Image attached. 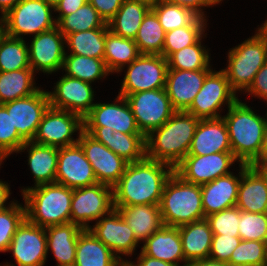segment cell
Instances as JSON below:
<instances>
[{
    "label": "cell",
    "instance_id": "ac0fdd59",
    "mask_svg": "<svg viewBox=\"0 0 267 266\" xmlns=\"http://www.w3.org/2000/svg\"><path fill=\"white\" fill-rule=\"evenodd\" d=\"M89 230L121 261V255H133L140 242L117 209L102 216Z\"/></svg>",
    "mask_w": 267,
    "mask_h": 266
},
{
    "label": "cell",
    "instance_id": "7402d4cb",
    "mask_svg": "<svg viewBox=\"0 0 267 266\" xmlns=\"http://www.w3.org/2000/svg\"><path fill=\"white\" fill-rule=\"evenodd\" d=\"M236 207L250 213H267V165L241 164Z\"/></svg>",
    "mask_w": 267,
    "mask_h": 266
},
{
    "label": "cell",
    "instance_id": "f546056e",
    "mask_svg": "<svg viewBox=\"0 0 267 266\" xmlns=\"http://www.w3.org/2000/svg\"><path fill=\"white\" fill-rule=\"evenodd\" d=\"M114 209L119 211L140 242L164 226L159 205L114 206Z\"/></svg>",
    "mask_w": 267,
    "mask_h": 266
},
{
    "label": "cell",
    "instance_id": "94428289",
    "mask_svg": "<svg viewBox=\"0 0 267 266\" xmlns=\"http://www.w3.org/2000/svg\"><path fill=\"white\" fill-rule=\"evenodd\" d=\"M6 36H7L6 23L4 21V18L0 16V44Z\"/></svg>",
    "mask_w": 267,
    "mask_h": 266
},
{
    "label": "cell",
    "instance_id": "a7ac6f4b",
    "mask_svg": "<svg viewBox=\"0 0 267 266\" xmlns=\"http://www.w3.org/2000/svg\"><path fill=\"white\" fill-rule=\"evenodd\" d=\"M221 1L223 0H208V2L213 6V5H216V4H219Z\"/></svg>",
    "mask_w": 267,
    "mask_h": 266
},
{
    "label": "cell",
    "instance_id": "ffe728a7",
    "mask_svg": "<svg viewBox=\"0 0 267 266\" xmlns=\"http://www.w3.org/2000/svg\"><path fill=\"white\" fill-rule=\"evenodd\" d=\"M55 183L72 189L98 183L92 166L79 144L58 148Z\"/></svg>",
    "mask_w": 267,
    "mask_h": 266
},
{
    "label": "cell",
    "instance_id": "2e32d148",
    "mask_svg": "<svg viewBox=\"0 0 267 266\" xmlns=\"http://www.w3.org/2000/svg\"><path fill=\"white\" fill-rule=\"evenodd\" d=\"M65 36L54 28L33 36L29 46V63L35 73L52 74L62 69L66 53ZM37 71V72H36Z\"/></svg>",
    "mask_w": 267,
    "mask_h": 266
},
{
    "label": "cell",
    "instance_id": "44dd1931",
    "mask_svg": "<svg viewBox=\"0 0 267 266\" xmlns=\"http://www.w3.org/2000/svg\"><path fill=\"white\" fill-rule=\"evenodd\" d=\"M83 126H106L114 132L142 134L128 102L119 94L113 103H95L83 117Z\"/></svg>",
    "mask_w": 267,
    "mask_h": 266
},
{
    "label": "cell",
    "instance_id": "7bdbcfd3",
    "mask_svg": "<svg viewBox=\"0 0 267 266\" xmlns=\"http://www.w3.org/2000/svg\"><path fill=\"white\" fill-rule=\"evenodd\" d=\"M227 263L230 266H266L267 242L241 240Z\"/></svg>",
    "mask_w": 267,
    "mask_h": 266
},
{
    "label": "cell",
    "instance_id": "6125c7cd",
    "mask_svg": "<svg viewBox=\"0 0 267 266\" xmlns=\"http://www.w3.org/2000/svg\"><path fill=\"white\" fill-rule=\"evenodd\" d=\"M257 29L267 39V20H265Z\"/></svg>",
    "mask_w": 267,
    "mask_h": 266
},
{
    "label": "cell",
    "instance_id": "9a60e30c",
    "mask_svg": "<svg viewBox=\"0 0 267 266\" xmlns=\"http://www.w3.org/2000/svg\"><path fill=\"white\" fill-rule=\"evenodd\" d=\"M78 135V144L90 162L97 182L113 187L120 180L128 162L84 130Z\"/></svg>",
    "mask_w": 267,
    "mask_h": 266
},
{
    "label": "cell",
    "instance_id": "60d3db41",
    "mask_svg": "<svg viewBox=\"0 0 267 266\" xmlns=\"http://www.w3.org/2000/svg\"><path fill=\"white\" fill-rule=\"evenodd\" d=\"M202 39L196 44L187 46L172 53L167 58L168 69L178 70H213L210 66L209 50L202 45Z\"/></svg>",
    "mask_w": 267,
    "mask_h": 266
},
{
    "label": "cell",
    "instance_id": "e7e4bbea",
    "mask_svg": "<svg viewBox=\"0 0 267 266\" xmlns=\"http://www.w3.org/2000/svg\"><path fill=\"white\" fill-rule=\"evenodd\" d=\"M50 6L55 8V6L61 1V0H45Z\"/></svg>",
    "mask_w": 267,
    "mask_h": 266
},
{
    "label": "cell",
    "instance_id": "f35d334b",
    "mask_svg": "<svg viewBox=\"0 0 267 266\" xmlns=\"http://www.w3.org/2000/svg\"><path fill=\"white\" fill-rule=\"evenodd\" d=\"M165 33L156 13L150 9L141 22L134 39L140 54L161 55Z\"/></svg>",
    "mask_w": 267,
    "mask_h": 266
},
{
    "label": "cell",
    "instance_id": "1f68e13d",
    "mask_svg": "<svg viewBox=\"0 0 267 266\" xmlns=\"http://www.w3.org/2000/svg\"><path fill=\"white\" fill-rule=\"evenodd\" d=\"M120 262L89 229L79 234L74 266H117Z\"/></svg>",
    "mask_w": 267,
    "mask_h": 266
},
{
    "label": "cell",
    "instance_id": "7a4b0ae2",
    "mask_svg": "<svg viewBox=\"0 0 267 266\" xmlns=\"http://www.w3.org/2000/svg\"><path fill=\"white\" fill-rule=\"evenodd\" d=\"M199 121L191 113L175 111L146 136V157L174 169L187 156Z\"/></svg>",
    "mask_w": 267,
    "mask_h": 266
},
{
    "label": "cell",
    "instance_id": "8d00e7d4",
    "mask_svg": "<svg viewBox=\"0 0 267 266\" xmlns=\"http://www.w3.org/2000/svg\"><path fill=\"white\" fill-rule=\"evenodd\" d=\"M65 53L62 71L65 75L92 84L95 80L106 78L111 73L106 67L104 59Z\"/></svg>",
    "mask_w": 267,
    "mask_h": 266
},
{
    "label": "cell",
    "instance_id": "db71d44e",
    "mask_svg": "<svg viewBox=\"0 0 267 266\" xmlns=\"http://www.w3.org/2000/svg\"><path fill=\"white\" fill-rule=\"evenodd\" d=\"M88 0H61L54 8V12L57 16H66L70 15L76 10H78L81 6H83Z\"/></svg>",
    "mask_w": 267,
    "mask_h": 266
},
{
    "label": "cell",
    "instance_id": "8992f818",
    "mask_svg": "<svg viewBox=\"0 0 267 266\" xmlns=\"http://www.w3.org/2000/svg\"><path fill=\"white\" fill-rule=\"evenodd\" d=\"M255 33L229 50L228 65L222 69L236 93L246 91L252 84L256 73L267 62V39L258 30Z\"/></svg>",
    "mask_w": 267,
    "mask_h": 266
},
{
    "label": "cell",
    "instance_id": "b9f144b4",
    "mask_svg": "<svg viewBox=\"0 0 267 266\" xmlns=\"http://www.w3.org/2000/svg\"><path fill=\"white\" fill-rule=\"evenodd\" d=\"M31 68L28 43L24 39L6 36L0 44V71L11 72Z\"/></svg>",
    "mask_w": 267,
    "mask_h": 266
},
{
    "label": "cell",
    "instance_id": "52a82bcc",
    "mask_svg": "<svg viewBox=\"0 0 267 266\" xmlns=\"http://www.w3.org/2000/svg\"><path fill=\"white\" fill-rule=\"evenodd\" d=\"M54 8L45 0H21L3 18L7 35L24 39L25 35L36 36L56 26L52 15Z\"/></svg>",
    "mask_w": 267,
    "mask_h": 266
},
{
    "label": "cell",
    "instance_id": "277c9868",
    "mask_svg": "<svg viewBox=\"0 0 267 266\" xmlns=\"http://www.w3.org/2000/svg\"><path fill=\"white\" fill-rule=\"evenodd\" d=\"M26 218L41 227L70 222L73 189L58 183L22 188Z\"/></svg>",
    "mask_w": 267,
    "mask_h": 266
},
{
    "label": "cell",
    "instance_id": "681fc988",
    "mask_svg": "<svg viewBox=\"0 0 267 266\" xmlns=\"http://www.w3.org/2000/svg\"><path fill=\"white\" fill-rule=\"evenodd\" d=\"M240 242V237L226 236L223 234L213 235L209 258L227 263Z\"/></svg>",
    "mask_w": 267,
    "mask_h": 266
},
{
    "label": "cell",
    "instance_id": "4fadbf2b",
    "mask_svg": "<svg viewBox=\"0 0 267 266\" xmlns=\"http://www.w3.org/2000/svg\"><path fill=\"white\" fill-rule=\"evenodd\" d=\"M46 244L45 227L25 218L18 226L7 252H12L17 266H44L48 258ZM16 265L5 263L3 266Z\"/></svg>",
    "mask_w": 267,
    "mask_h": 266
},
{
    "label": "cell",
    "instance_id": "be15d7a7",
    "mask_svg": "<svg viewBox=\"0 0 267 266\" xmlns=\"http://www.w3.org/2000/svg\"><path fill=\"white\" fill-rule=\"evenodd\" d=\"M141 3L146 4L147 6H149L150 8H152L157 2H159L160 0H135Z\"/></svg>",
    "mask_w": 267,
    "mask_h": 266
},
{
    "label": "cell",
    "instance_id": "7c38bea8",
    "mask_svg": "<svg viewBox=\"0 0 267 266\" xmlns=\"http://www.w3.org/2000/svg\"><path fill=\"white\" fill-rule=\"evenodd\" d=\"M77 131H83V118L79 114L49 107L33 141L57 148L68 147L78 144V138L72 137Z\"/></svg>",
    "mask_w": 267,
    "mask_h": 266
},
{
    "label": "cell",
    "instance_id": "30bf717a",
    "mask_svg": "<svg viewBox=\"0 0 267 266\" xmlns=\"http://www.w3.org/2000/svg\"><path fill=\"white\" fill-rule=\"evenodd\" d=\"M168 68L162 55L140 54L126 66L119 95L165 88Z\"/></svg>",
    "mask_w": 267,
    "mask_h": 266
},
{
    "label": "cell",
    "instance_id": "d6986e66",
    "mask_svg": "<svg viewBox=\"0 0 267 266\" xmlns=\"http://www.w3.org/2000/svg\"><path fill=\"white\" fill-rule=\"evenodd\" d=\"M54 84V91H48L50 107L73 112L83 118L95 105L90 83L64 74Z\"/></svg>",
    "mask_w": 267,
    "mask_h": 266
},
{
    "label": "cell",
    "instance_id": "5b68a950",
    "mask_svg": "<svg viewBox=\"0 0 267 266\" xmlns=\"http://www.w3.org/2000/svg\"><path fill=\"white\" fill-rule=\"evenodd\" d=\"M159 206L164 226L179 227L205 219L200 185L185 181L175 172L164 185Z\"/></svg>",
    "mask_w": 267,
    "mask_h": 266
},
{
    "label": "cell",
    "instance_id": "f5cc1de1",
    "mask_svg": "<svg viewBox=\"0 0 267 266\" xmlns=\"http://www.w3.org/2000/svg\"><path fill=\"white\" fill-rule=\"evenodd\" d=\"M164 2L183 6L187 9H190L194 14L198 17L206 18V14L204 13V7H211L212 5L208 2V0H162Z\"/></svg>",
    "mask_w": 267,
    "mask_h": 266
},
{
    "label": "cell",
    "instance_id": "8fae6325",
    "mask_svg": "<svg viewBox=\"0 0 267 266\" xmlns=\"http://www.w3.org/2000/svg\"><path fill=\"white\" fill-rule=\"evenodd\" d=\"M114 209L113 188L96 183L74 188L71 201L70 222L83 229H89L90 221L98 220Z\"/></svg>",
    "mask_w": 267,
    "mask_h": 266
},
{
    "label": "cell",
    "instance_id": "f6af8a7d",
    "mask_svg": "<svg viewBox=\"0 0 267 266\" xmlns=\"http://www.w3.org/2000/svg\"><path fill=\"white\" fill-rule=\"evenodd\" d=\"M26 218L25 204L16 200L9 208L0 211V252H7L18 226Z\"/></svg>",
    "mask_w": 267,
    "mask_h": 266
},
{
    "label": "cell",
    "instance_id": "d4e9b609",
    "mask_svg": "<svg viewBox=\"0 0 267 266\" xmlns=\"http://www.w3.org/2000/svg\"><path fill=\"white\" fill-rule=\"evenodd\" d=\"M232 152L228 129L223 117L200 120L187 155Z\"/></svg>",
    "mask_w": 267,
    "mask_h": 266
},
{
    "label": "cell",
    "instance_id": "03108f58",
    "mask_svg": "<svg viewBox=\"0 0 267 266\" xmlns=\"http://www.w3.org/2000/svg\"><path fill=\"white\" fill-rule=\"evenodd\" d=\"M117 266H132V264L128 260L124 259Z\"/></svg>",
    "mask_w": 267,
    "mask_h": 266
},
{
    "label": "cell",
    "instance_id": "11a10c76",
    "mask_svg": "<svg viewBox=\"0 0 267 266\" xmlns=\"http://www.w3.org/2000/svg\"><path fill=\"white\" fill-rule=\"evenodd\" d=\"M132 266H178L163 260L155 259L145 255L142 251L139 253L136 263L129 261Z\"/></svg>",
    "mask_w": 267,
    "mask_h": 266
},
{
    "label": "cell",
    "instance_id": "6da1fadb",
    "mask_svg": "<svg viewBox=\"0 0 267 266\" xmlns=\"http://www.w3.org/2000/svg\"><path fill=\"white\" fill-rule=\"evenodd\" d=\"M174 169L145 157L126 165L113 188L114 206L160 205L164 185Z\"/></svg>",
    "mask_w": 267,
    "mask_h": 266
},
{
    "label": "cell",
    "instance_id": "bcb514c9",
    "mask_svg": "<svg viewBox=\"0 0 267 266\" xmlns=\"http://www.w3.org/2000/svg\"><path fill=\"white\" fill-rule=\"evenodd\" d=\"M238 231L241 240L267 242V213L240 211Z\"/></svg>",
    "mask_w": 267,
    "mask_h": 266
},
{
    "label": "cell",
    "instance_id": "3957f363",
    "mask_svg": "<svg viewBox=\"0 0 267 266\" xmlns=\"http://www.w3.org/2000/svg\"><path fill=\"white\" fill-rule=\"evenodd\" d=\"M234 157L239 164L262 165V144L266 117L255 114L247 103L237 100L222 116Z\"/></svg>",
    "mask_w": 267,
    "mask_h": 266
},
{
    "label": "cell",
    "instance_id": "89a4df30",
    "mask_svg": "<svg viewBox=\"0 0 267 266\" xmlns=\"http://www.w3.org/2000/svg\"><path fill=\"white\" fill-rule=\"evenodd\" d=\"M57 266H74V265H57Z\"/></svg>",
    "mask_w": 267,
    "mask_h": 266
},
{
    "label": "cell",
    "instance_id": "d6a6232c",
    "mask_svg": "<svg viewBox=\"0 0 267 266\" xmlns=\"http://www.w3.org/2000/svg\"><path fill=\"white\" fill-rule=\"evenodd\" d=\"M151 8L135 0H124L116 15L107 22L108 29L121 37L135 39L141 22Z\"/></svg>",
    "mask_w": 267,
    "mask_h": 266
},
{
    "label": "cell",
    "instance_id": "4316f807",
    "mask_svg": "<svg viewBox=\"0 0 267 266\" xmlns=\"http://www.w3.org/2000/svg\"><path fill=\"white\" fill-rule=\"evenodd\" d=\"M143 243L141 251L147 256L178 266L187 264L178 227L163 226Z\"/></svg>",
    "mask_w": 267,
    "mask_h": 266
},
{
    "label": "cell",
    "instance_id": "d590c367",
    "mask_svg": "<svg viewBox=\"0 0 267 266\" xmlns=\"http://www.w3.org/2000/svg\"><path fill=\"white\" fill-rule=\"evenodd\" d=\"M108 28H97L79 31L65 36V47L70 54L103 59L105 52L106 31Z\"/></svg>",
    "mask_w": 267,
    "mask_h": 266
},
{
    "label": "cell",
    "instance_id": "83f0119b",
    "mask_svg": "<svg viewBox=\"0 0 267 266\" xmlns=\"http://www.w3.org/2000/svg\"><path fill=\"white\" fill-rule=\"evenodd\" d=\"M83 230L72 222L45 227L47 253L51 250L57 265L75 264L77 241Z\"/></svg>",
    "mask_w": 267,
    "mask_h": 266
},
{
    "label": "cell",
    "instance_id": "e0dca14e",
    "mask_svg": "<svg viewBox=\"0 0 267 266\" xmlns=\"http://www.w3.org/2000/svg\"><path fill=\"white\" fill-rule=\"evenodd\" d=\"M11 115L13 127H16L19 136L25 141H33L38 125L43 115L50 107L48 91L40 89L27 97L19 98L3 104Z\"/></svg>",
    "mask_w": 267,
    "mask_h": 266
},
{
    "label": "cell",
    "instance_id": "836d02e7",
    "mask_svg": "<svg viewBox=\"0 0 267 266\" xmlns=\"http://www.w3.org/2000/svg\"><path fill=\"white\" fill-rule=\"evenodd\" d=\"M140 52L133 39L124 38L106 31L104 61L110 73L122 72L125 66L134 61Z\"/></svg>",
    "mask_w": 267,
    "mask_h": 266
},
{
    "label": "cell",
    "instance_id": "ba28073f",
    "mask_svg": "<svg viewBox=\"0 0 267 266\" xmlns=\"http://www.w3.org/2000/svg\"><path fill=\"white\" fill-rule=\"evenodd\" d=\"M238 100L223 70H212L205 78L202 88L195 96L186 112L200 120L222 117V105L227 109ZM219 111V112H218Z\"/></svg>",
    "mask_w": 267,
    "mask_h": 266
},
{
    "label": "cell",
    "instance_id": "c3c4849f",
    "mask_svg": "<svg viewBox=\"0 0 267 266\" xmlns=\"http://www.w3.org/2000/svg\"><path fill=\"white\" fill-rule=\"evenodd\" d=\"M26 142L19 136L16 127H13L11 115L8 114L5 106L0 104V150L9 157Z\"/></svg>",
    "mask_w": 267,
    "mask_h": 266
},
{
    "label": "cell",
    "instance_id": "74e56055",
    "mask_svg": "<svg viewBox=\"0 0 267 266\" xmlns=\"http://www.w3.org/2000/svg\"><path fill=\"white\" fill-rule=\"evenodd\" d=\"M55 20L56 26L64 36L79 31L108 28L105 20L89 2H86L70 15L56 16Z\"/></svg>",
    "mask_w": 267,
    "mask_h": 266
},
{
    "label": "cell",
    "instance_id": "9f6ffc18",
    "mask_svg": "<svg viewBox=\"0 0 267 266\" xmlns=\"http://www.w3.org/2000/svg\"><path fill=\"white\" fill-rule=\"evenodd\" d=\"M10 193V185L8 182L0 180V211H3L7 208H9L14 201H11V203L7 206L6 201L9 199Z\"/></svg>",
    "mask_w": 267,
    "mask_h": 266
},
{
    "label": "cell",
    "instance_id": "f1b7e54d",
    "mask_svg": "<svg viewBox=\"0 0 267 266\" xmlns=\"http://www.w3.org/2000/svg\"><path fill=\"white\" fill-rule=\"evenodd\" d=\"M28 152V166L33 174L35 185L55 183L57 163H58V148L35 143L34 141L26 142L18 153Z\"/></svg>",
    "mask_w": 267,
    "mask_h": 266
},
{
    "label": "cell",
    "instance_id": "e575fe53",
    "mask_svg": "<svg viewBox=\"0 0 267 266\" xmlns=\"http://www.w3.org/2000/svg\"><path fill=\"white\" fill-rule=\"evenodd\" d=\"M32 68H25L11 72L0 71V104L27 97L40 90L35 86Z\"/></svg>",
    "mask_w": 267,
    "mask_h": 266
},
{
    "label": "cell",
    "instance_id": "7dc6e473",
    "mask_svg": "<svg viewBox=\"0 0 267 266\" xmlns=\"http://www.w3.org/2000/svg\"><path fill=\"white\" fill-rule=\"evenodd\" d=\"M210 225L213 235H226L239 237V219L240 210L236 207H230L220 212L210 214L205 217Z\"/></svg>",
    "mask_w": 267,
    "mask_h": 266
},
{
    "label": "cell",
    "instance_id": "484cf974",
    "mask_svg": "<svg viewBox=\"0 0 267 266\" xmlns=\"http://www.w3.org/2000/svg\"><path fill=\"white\" fill-rule=\"evenodd\" d=\"M239 168V176L231 172L200 186L205 217L236 206L241 181V164Z\"/></svg>",
    "mask_w": 267,
    "mask_h": 266
},
{
    "label": "cell",
    "instance_id": "603a6c76",
    "mask_svg": "<svg viewBox=\"0 0 267 266\" xmlns=\"http://www.w3.org/2000/svg\"><path fill=\"white\" fill-rule=\"evenodd\" d=\"M211 71L168 69L165 90L175 111H186L191 106Z\"/></svg>",
    "mask_w": 267,
    "mask_h": 266
},
{
    "label": "cell",
    "instance_id": "003e7915",
    "mask_svg": "<svg viewBox=\"0 0 267 266\" xmlns=\"http://www.w3.org/2000/svg\"><path fill=\"white\" fill-rule=\"evenodd\" d=\"M6 158H8V157L0 150V166H1V164H3L2 162Z\"/></svg>",
    "mask_w": 267,
    "mask_h": 266
},
{
    "label": "cell",
    "instance_id": "4dcf8cb0",
    "mask_svg": "<svg viewBox=\"0 0 267 266\" xmlns=\"http://www.w3.org/2000/svg\"><path fill=\"white\" fill-rule=\"evenodd\" d=\"M178 228L186 263L209 258L213 232L206 218Z\"/></svg>",
    "mask_w": 267,
    "mask_h": 266
},
{
    "label": "cell",
    "instance_id": "5bb4252c",
    "mask_svg": "<svg viewBox=\"0 0 267 266\" xmlns=\"http://www.w3.org/2000/svg\"><path fill=\"white\" fill-rule=\"evenodd\" d=\"M239 162L232 152L212 153L197 156L187 155L174 172L187 182L203 185L231 173L230 166Z\"/></svg>",
    "mask_w": 267,
    "mask_h": 266
},
{
    "label": "cell",
    "instance_id": "6f0895ef",
    "mask_svg": "<svg viewBox=\"0 0 267 266\" xmlns=\"http://www.w3.org/2000/svg\"><path fill=\"white\" fill-rule=\"evenodd\" d=\"M185 266H230V265L226 262L216 261L210 258H206L188 262Z\"/></svg>",
    "mask_w": 267,
    "mask_h": 266
},
{
    "label": "cell",
    "instance_id": "9c48e42d",
    "mask_svg": "<svg viewBox=\"0 0 267 266\" xmlns=\"http://www.w3.org/2000/svg\"><path fill=\"white\" fill-rule=\"evenodd\" d=\"M125 99L145 137L161 127L175 112L165 88L135 92Z\"/></svg>",
    "mask_w": 267,
    "mask_h": 266
},
{
    "label": "cell",
    "instance_id": "680465c9",
    "mask_svg": "<svg viewBox=\"0 0 267 266\" xmlns=\"http://www.w3.org/2000/svg\"><path fill=\"white\" fill-rule=\"evenodd\" d=\"M20 1L21 0H0L1 17H3L6 13H8Z\"/></svg>",
    "mask_w": 267,
    "mask_h": 266
},
{
    "label": "cell",
    "instance_id": "ee69618b",
    "mask_svg": "<svg viewBox=\"0 0 267 266\" xmlns=\"http://www.w3.org/2000/svg\"><path fill=\"white\" fill-rule=\"evenodd\" d=\"M151 9L156 13L165 32L188 26L197 17L190 9L162 0Z\"/></svg>",
    "mask_w": 267,
    "mask_h": 266
},
{
    "label": "cell",
    "instance_id": "cb8c5ba5",
    "mask_svg": "<svg viewBox=\"0 0 267 266\" xmlns=\"http://www.w3.org/2000/svg\"><path fill=\"white\" fill-rule=\"evenodd\" d=\"M83 130L128 163L146 157V137L143 134L114 132L106 126H83Z\"/></svg>",
    "mask_w": 267,
    "mask_h": 266
},
{
    "label": "cell",
    "instance_id": "816d5d0a",
    "mask_svg": "<svg viewBox=\"0 0 267 266\" xmlns=\"http://www.w3.org/2000/svg\"><path fill=\"white\" fill-rule=\"evenodd\" d=\"M124 0H88L107 23L120 9Z\"/></svg>",
    "mask_w": 267,
    "mask_h": 266
},
{
    "label": "cell",
    "instance_id": "ab89813d",
    "mask_svg": "<svg viewBox=\"0 0 267 266\" xmlns=\"http://www.w3.org/2000/svg\"><path fill=\"white\" fill-rule=\"evenodd\" d=\"M206 27L207 20L197 16L188 26L166 32L161 55L167 59L172 53L196 44L206 36Z\"/></svg>",
    "mask_w": 267,
    "mask_h": 266
},
{
    "label": "cell",
    "instance_id": "91938a15",
    "mask_svg": "<svg viewBox=\"0 0 267 266\" xmlns=\"http://www.w3.org/2000/svg\"><path fill=\"white\" fill-rule=\"evenodd\" d=\"M262 144V165H267V113Z\"/></svg>",
    "mask_w": 267,
    "mask_h": 266
},
{
    "label": "cell",
    "instance_id": "f907efd6",
    "mask_svg": "<svg viewBox=\"0 0 267 266\" xmlns=\"http://www.w3.org/2000/svg\"><path fill=\"white\" fill-rule=\"evenodd\" d=\"M263 99L267 103V62L256 73L254 80L245 93Z\"/></svg>",
    "mask_w": 267,
    "mask_h": 266
}]
</instances>
